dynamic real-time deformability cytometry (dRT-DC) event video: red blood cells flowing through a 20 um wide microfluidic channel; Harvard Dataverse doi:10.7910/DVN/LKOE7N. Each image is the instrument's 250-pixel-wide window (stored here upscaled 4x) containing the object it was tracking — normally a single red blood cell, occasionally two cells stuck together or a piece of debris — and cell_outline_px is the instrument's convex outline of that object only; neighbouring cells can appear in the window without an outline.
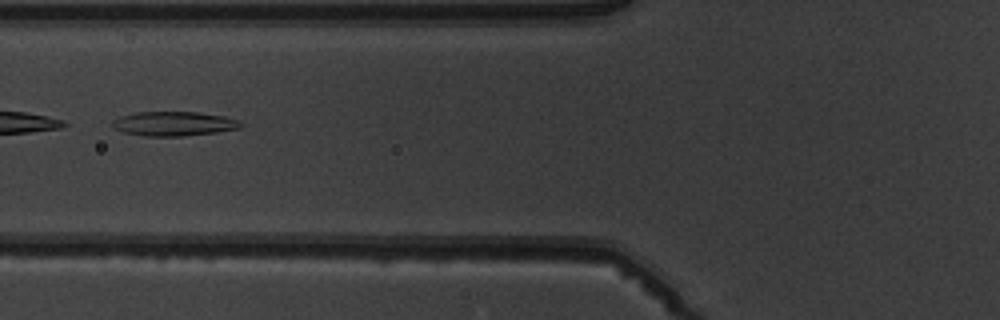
{"species": "common noctule bat (a hibernating species)", "species_latin": "Nyctalus noctula", "temperature_condition": "warm", "stored_images_in_passage": 4, "camera_frame_rate_fps": 3000, "um_per_image_px": 0.085, "animal": {"sex": "male", "body_mass_g": 19.5, "forearm_length_mm": 54.6}, "frame": {"image": 1, "passage_image": 3, "time_ms": 3.0, "image_size_px": [1000, 320], "cell_outline_px": [[244, 124], [240, 128], [216, 132], [184, 136], [144, 136], [124, 132], [112, 128], [112, 120], [120, 116], [136, 112], [196, 112], [224, 116], [236, 120]], "centroid_in_image_um": [14.74, 10.51], "position_along_channel_um": 111.1, "area_um2": 18.21}}
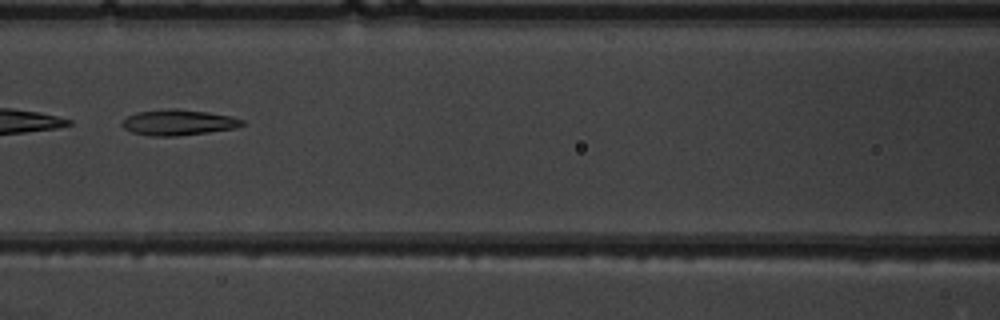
{"frame": {"image": 2, "passage_image": 4, "time_ms": 4.0, "image_size_px": [1000, 320], "cell_outline_px": [[244, 124], [236, 128], [208, 132], [176, 136], [148, 136], [132, 132], [124, 128], [120, 124], [120, 120], [136, 112], [168, 108], [176, 108], [208, 112], [232, 116], [244, 120]], "centroid_in_image_um": [15.12, 10.4], "position_along_channel_um": 151.5, "area_um2": 18.21}}